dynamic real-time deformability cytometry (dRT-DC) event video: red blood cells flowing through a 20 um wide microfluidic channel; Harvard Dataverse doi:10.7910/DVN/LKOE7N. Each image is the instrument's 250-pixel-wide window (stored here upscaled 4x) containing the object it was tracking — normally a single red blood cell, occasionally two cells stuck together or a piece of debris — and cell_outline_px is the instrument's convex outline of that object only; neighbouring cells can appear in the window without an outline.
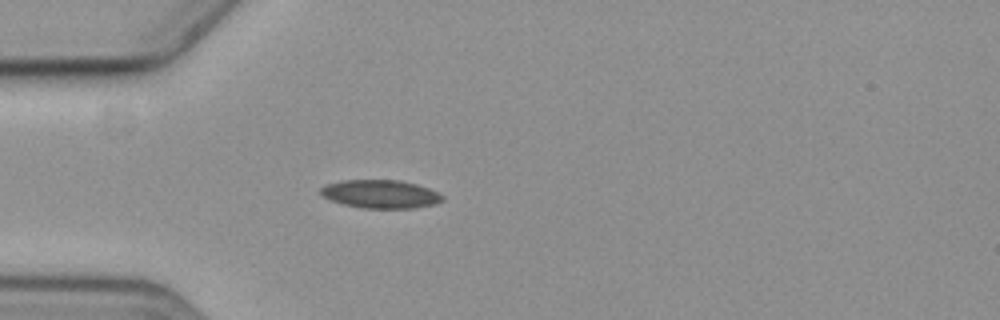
{"species": "common noctule bat (a hibernating species)", "species_latin": "Nyctalus noctula", "temperature_condition": "cold", "stored_images_in_passage": 3, "camera_frame_rate_fps": 3000, "um_per_image_px": 0.085, "animal": {"sex": "female", "body_mass_g": 19.3, "forearm_length_mm": 54.1}, "frame": {"image": 1, "passage_image": 1, "time_ms": 0.0, "image_size_px": [1000, 320], "cell_outline_px": [[444, 200], [436, 204], [416, 208], [364, 208], [344, 204], [332, 200], [324, 196], [320, 192], [320, 188], [328, 184], [344, 180], [400, 180], [416, 184], [428, 188], [444, 196]], "centroid_in_image_um": [32.39, 16.5], "position_along_channel_um": 52.6, "area_um2": 19.94}}